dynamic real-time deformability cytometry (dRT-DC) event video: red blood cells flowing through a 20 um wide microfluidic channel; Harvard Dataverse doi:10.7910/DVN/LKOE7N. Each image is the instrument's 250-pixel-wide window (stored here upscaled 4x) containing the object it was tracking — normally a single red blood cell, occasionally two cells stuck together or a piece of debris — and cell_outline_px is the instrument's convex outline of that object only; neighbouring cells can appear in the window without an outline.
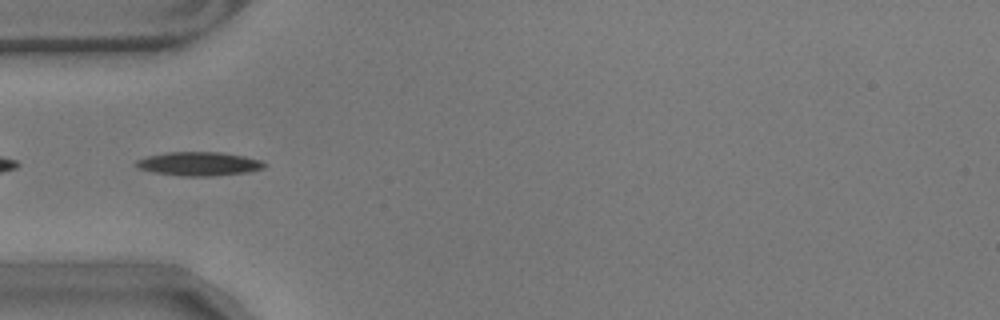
{"species": "common noctule bat (a hibernating species)", "species_latin": "Nyctalus noctula", "temperature_condition": "warm", "stored_images_in_passage": 41, "camera_frame_rate_fps": 3000, "um_per_image_px": 0.085, "animal": {"sex": "male", "body_mass_g": 17.9}, "frame": {"image": 1, "passage_image": 2, "time_ms": 0.333, "image_size_px": [1000, 320], "cell_outline_px": [[268, 164], [264, 168], [244, 172], [212, 176], [180, 176], [156, 172], [140, 168], [136, 164], [136, 160], [148, 156], [168, 152], [220, 152], [244, 156], [260, 160]], "centroid_in_image_um": [16.94, 13.92], "position_along_channel_um": 68.1, "area_um2": 17.51}}
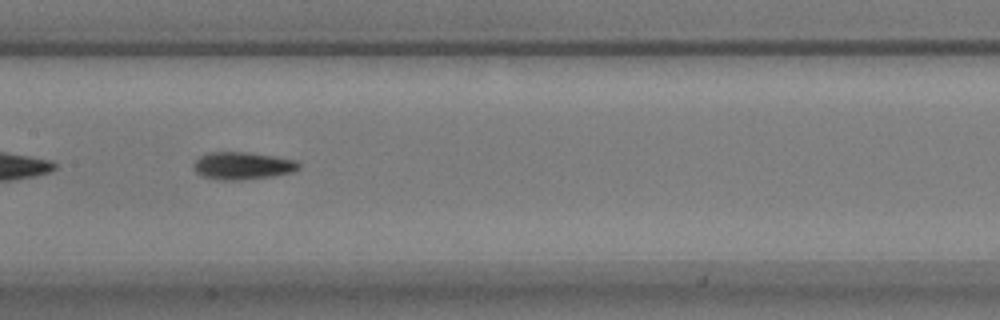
{"frame": {"image": 2, "passage_image": 12, "time_ms": 3.667, "image_size_px": [1000, 320], "cell_outline_px": [[300, 168], [292, 172], [276, 176], [236, 180], [220, 180], [200, 176], [192, 168], [192, 164], [200, 156], [208, 152], [248, 152], [276, 156], [296, 160], [300, 164]], "centroid_in_image_um": [20.6, 14.08], "position_along_channel_um": 186.8, "area_um2": 17.11}}
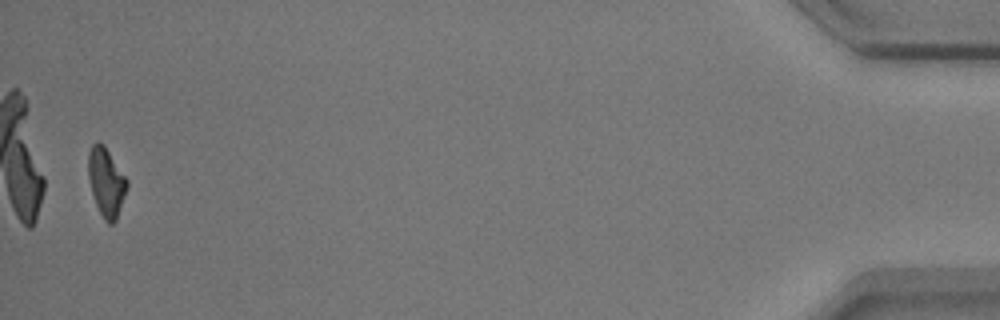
{"frame": {"image": 3, "passage_image": 40, "time_ms": 13.0, "image_size_px": [1000, 320], "cell_outline_px": [[128, 188], [116, 220], [112, 224], [108, 224], [104, 220], [96, 204], [92, 192], [88, 176], [88, 152], [92, 144], [96, 140], [104, 144], [128, 180]], "centroid_in_image_um": [9.03, 15.45], "position_along_channel_um": 426.2, "area_um2": 15.61}, "authors_computed_cell_mechanics": {"area_um2": 16.0684, "velocity_mm_per_s": 3.5351, "shape_relaxation_time_tau1_ms": 7.8645, "shape_relaxation_time_tau2_ms": 3.4617, "deformation_change_tau1": 0.2048, "deformation_change_tau2": 0.0987}}